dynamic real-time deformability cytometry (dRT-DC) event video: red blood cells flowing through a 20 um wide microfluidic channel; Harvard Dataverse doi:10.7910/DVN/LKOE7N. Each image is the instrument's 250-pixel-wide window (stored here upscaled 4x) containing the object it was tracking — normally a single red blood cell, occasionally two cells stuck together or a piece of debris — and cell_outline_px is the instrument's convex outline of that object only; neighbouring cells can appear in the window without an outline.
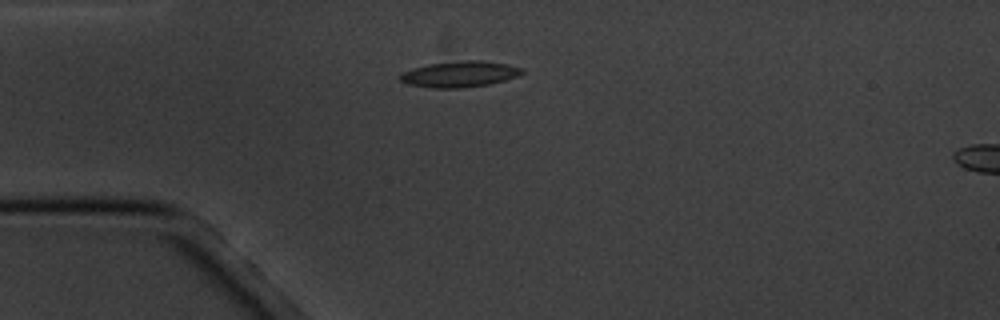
{"species": "common noctule bat (a hibernating species)", "species_latin": "Nyctalus noctula", "temperature_condition": "cold", "stored_images_in_passage": 2, "camera_frame_rate_fps": 3000, "um_per_image_px": 0.085, "animal": {"sex": "male", "body_mass_g": 20.1, "forearm_length_mm": 53.5}, "frame": {"image": 1, "passage_image": 1, "time_ms": 0.0, "image_size_px": [1000, 320], "cell_outline_px": [[524, 72], [516, 76], [504, 80], [488, 84], [460, 88], [432, 88], [408, 84], [400, 80], [400, 76], [404, 72], [412, 68], [428, 64], [464, 60], [480, 60], [508, 64], [524, 68]], "centroid_in_image_um": [39.09, 6.29], "position_along_channel_um": 45.9, "area_um2": 18.32}}